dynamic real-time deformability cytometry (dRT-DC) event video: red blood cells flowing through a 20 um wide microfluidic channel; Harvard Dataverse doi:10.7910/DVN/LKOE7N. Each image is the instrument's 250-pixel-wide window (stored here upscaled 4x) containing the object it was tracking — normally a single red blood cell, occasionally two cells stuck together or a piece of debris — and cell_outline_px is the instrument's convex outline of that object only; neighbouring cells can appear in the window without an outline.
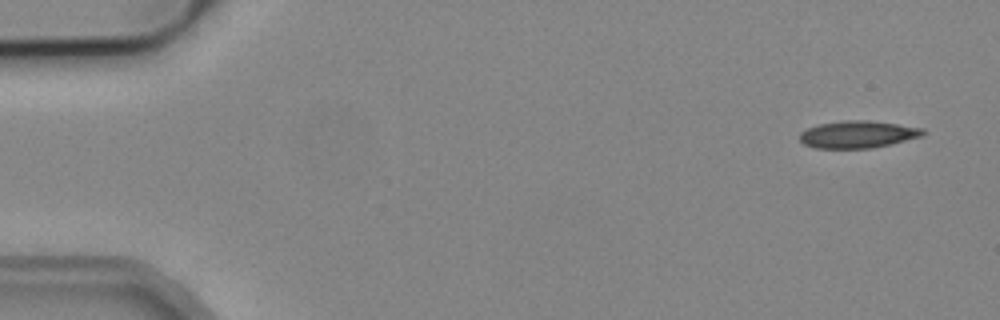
{"species": "common noctule bat (a hibernating species)", "species_latin": "Nyctalus noctula", "temperature_condition": "cold", "stored_images_in_passage": 4, "camera_frame_rate_fps": 3000, "um_per_image_px": 0.085, "animal": {"sex": "male", "body_mass_g": 19.2, "forearm_length_mm": 51.8}, "frame": {"image": 1, "passage_image": 1, "time_ms": 0.0, "image_size_px": [1000, 320], "cell_outline_px": [[928, 132], [924, 136], [892, 144], [872, 148], [816, 148], [804, 144], [800, 140], [800, 132], [808, 128], [820, 124], [844, 120], [864, 120], [896, 124], [924, 128]], "centroid_in_image_um": [72.97, 11.43], "position_along_channel_um": 12.0, "area_um2": 19.59}}
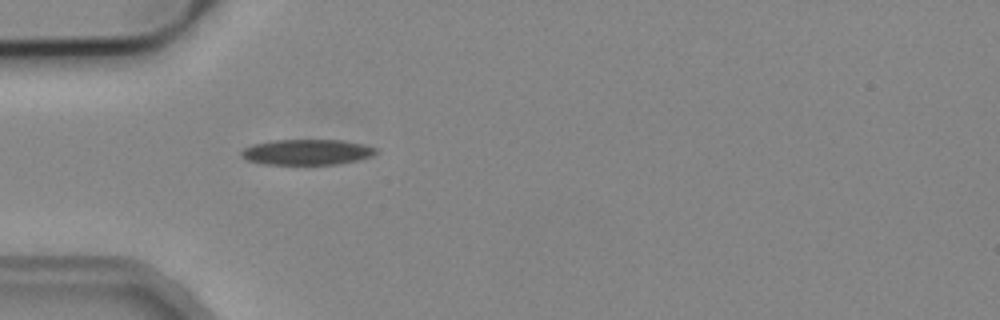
{"frame": {"image": 2, "passage_image": 4, "time_ms": 1.0, "image_size_px": [1000, 320], "cell_outline_px": [[376, 152], [372, 156], [356, 160], [336, 164], [260, 164], [248, 160], [240, 156], [240, 152], [244, 148], [252, 144], [272, 140], [344, 140], [364, 144], [376, 148]], "centroid_in_image_um": [26.05, 12.92], "position_along_channel_um": 59.0, "area_um2": 20.06}}